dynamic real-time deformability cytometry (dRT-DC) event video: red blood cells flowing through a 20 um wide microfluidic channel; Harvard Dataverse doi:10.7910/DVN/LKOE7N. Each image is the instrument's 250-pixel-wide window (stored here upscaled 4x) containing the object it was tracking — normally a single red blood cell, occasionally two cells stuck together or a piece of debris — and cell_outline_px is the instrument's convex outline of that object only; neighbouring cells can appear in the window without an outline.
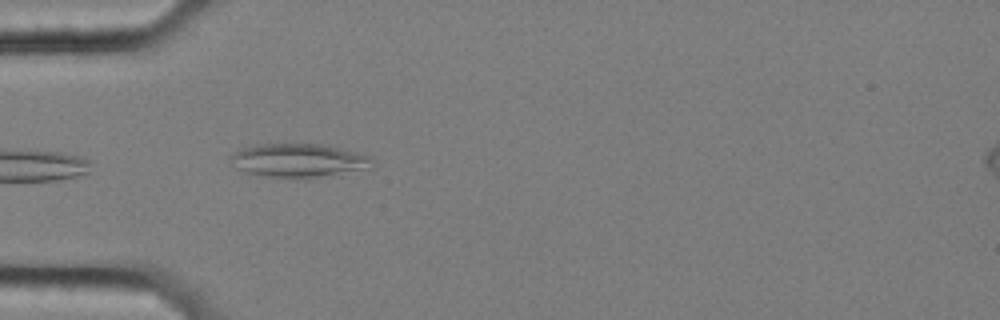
{"species": "common noctule bat (a hibernating species)", "species_latin": "Nyctalus noctula", "temperature_condition": "cold", "stored_images_in_passage": 26, "camera_frame_rate_fps": 3000, "um_per_image_px": 0.085, "animal": {"sex": "female", "body_mass_g": 25.1}, "frame": {"image": 1, "passage_image": 1, "time_ms": 0.0, "image_size_px": [1000, 320], "cell_outline_px": [[372, 168], [308, 180], [304, 180], [260, 176], [244, 172], [240, 168], [232, 156], [240, 148], [260, 144], [320, 144], [356, 152], [372, 156]], "centroid_in_image_um": [25.47, 13.68], "position_along_channel_um": 59.5, "area_um2": 28.03}}